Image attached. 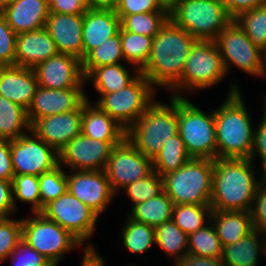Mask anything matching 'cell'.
I'll return each mask as SVG.
<instances>
[{
    "label": "cell",
    "instance_id": "cell-1",
    "mask_svg": "<svg viewBox=\"0 0 266 266\" xmlns=\"http://www.w3.org/2000/svg\"><path fill=\"white\" fill-rule=\"evenodd\" d=\"M253 161L247 158H216L214 160L212 210L250 212L254 196L266 173L257 180Z\"/></svg>",
    "mask_w": 266,
    "mask_h": 266
},
{
    "label": "cell",
    "instance_id": "cell-2",
    "mask_svg": "<svg viewBox=\"0 0 266 266\" xmlns=\"http://www.w3.org/2000/svg\"><path fill=\"white\" fill-rule=\"evenodd\" d=\"M197 39L170 18L153 39L148 61L140 70L156 89L169 91L180 79L187 58Z\"/></svg>",
    "mask_w": 266,
    "mask_h": 266
},
{
    "label": "cell",
    "instance_id": "cell-3",
    "mask_svg": "<svg viewBox=\"0 0 266 266\" xmlns=\"http://www.w3.org/2000/svg\"><path fill=\"white\" fill-rule=\"evenodd\" d=\"M237 85L231 83L224 103L214 109L217 158L252 156L255 128Z\"/></svg>",
    "mask_w": 266,
    "mask_h": 266
},
{
    "label": "cell",
    "instance_id": "cell-4",
    "mask_svg": "<svg viewBox=\"0 0 266 266\" xmlns=\"http://www.w3.org/2000/svg\"><path fill=\"white\" fill-rule=\"evenodd\" d=\"M170 98L169 104L155 100L126 130L125 138L151 160L178 133V97Z\"/></svg>",
    "mask_w": 266,
    "mask_h": 266
},
{
    "label": "cell",
    "instance_id": "cell-5",
    "mask_svg": "<svg viewBox=\"0 0 266 266\" xmlns=\"http://www.w3.org/2000/svg\"><path fill=\"white\" fill-rule=\"evenodd\" d=\"M169 18L197 40L215 41L234 20L222 0H170Z\"/></svg>",
    "mask_w": 266,
    "mask_h": 266
},
{
    "label": "cell",
    "instance_id": "cell-6",
    "mask_svg": "<svg viewBox=\"0 0 266 266\" xmlns=\"http://www.w3.org/2000/svg\"><path fill=\"white\" fill-rule=\"evenodd\" d=\"M214 160L191 158L181 168L164 175V192L174 205L210 206Z\"/></svg>",
    "mask_w": 266,
    "mask_h": 266
},
{
    "label": "cell",
    "instance_id": "cell-7",
    "mask_svg": "<svg viewBox=\"0 0 266 266\" xmlns=\"http://www.w3.org/2000/svg\"><path fill=\"white\" fill-rule=\"evenodd\" d=\"M226 75L216 42L197 40L189 52L181 79L169 91L173 92L172 97H184L182 93L187 91L218 85Z\"/></svg>",
    "mask_w": 266,
    "mask_h": 266
},
{
    "label": "cell",
    "instance_id": "cell-8",
    "mask_svg": "<svg viewBox=\"0 0 266 266\" xmlns=\"http://www.w3.org/2000/svg\"><path fill=\"white\" fill-rule=\"evenodd\" d=\"M178 133L191 158H217L214 110L206 114L186 97H178Z\"/></svg>",
    "mask_w": 266,
    "mask_h": 266
},
{
    "label": "cell",
    "instance_id": "cell-9",
    "mask_svg": "<svg viewBox=\"0 0 266 266\" xmlns=\"http://www.w3.org/2000/svg\"><path fill=\"white\" fill-rule=\"evenodd\" d=\"M22 218V240L47 260L60 264L66 253L82 244L68 230L40 212Z\"/></svg>",
    "mask_w": 266,
    "mask_h": 266
},
{
    "label": "cell",
    "instance_id": "cell-10",
    "mask_svg": "<svg viewBox=\"0 0 266 266\" xmlns=\"http://www.w3.org/2000/svg\"><path fill=\"white\" fill-rule=\"evenodd\" d=\"M155 88L141 73L125 88L104 94L95 104L127 130L155 101Z\"/></svg>",
    "mask_w": 266,
    "mask_h": 266
},
{
    "label": "cell",
    "instance_id": "cell-11",
    "mask_svg": "<svg viewBox=\"0 0 266 266\" xmlns=\"http://www.w3.org/2000/svg\"><path fill=\"white\" fill-rule=\"evenodd\" d=\"M76 237L91 254H98L89 239L94 235L99 215L68 190L40 212Z\"/></svg>",
    "mask_w": 266,
    "mask_h": 266
},
{
    "label": "cell",
    "instance_id": "cell-12",
    "mask_svg": "<svg viewBox=\"0 0 266 266\" xmlns=\"http://www.w3.org/2000/svg\"><path fill=\"white\" fill-rule=\"evenodd\" d=\"M226 73L230 65L251 75L265 77L264 51L256 47L239 25L233 20L215 40Z\"/></svg>",
    "mask_w": 266,
    "mask_h": 266
},
{
    "label": "cell",
    "instance_id": "cell-13",
    "mask_svg": "<svg viewBox=\"0 0 266 266\" xmlns=\"http://www.w3.org/2000/svg\"><path fill=\"white\" fill-rule=\"evenodd\" d=\"M10 152L14 176H40L59 165V153L32 130L10 140Z\"/></svg>",
    "mask_w": 266,
    "mask_h": 266
},
{
    "label": "cell",
    "instance_id": "cell-14",
    "mask_svg": "<svg viewBox=\"0 0 266 266\" xmlns=\"http://www.w3.org/2000/svg\"><path fill=\"white\" fill-rule=\"evenodd\" d=\"M152 160L138 151L126 138L116 145L105 168L113 192L146 177L151 171Z\"/></svg>",
    "mask_w": 266,
    "mask_h": 266
},
{
    "label": "cell",
    "instance_id": "cell-15",
    "mask_svg": "<svg viewBox=\"0 0 266 266\" xmlns=\"http://www.w3.org/2000/svg\"><path fill=\"white\" fill-rule=\"evenodd\" d=\"M121 142H104L83 133L59 152V164L73 170H105L113 148Z\"/></svg>",
    "mask_w": 266,
    "mask_h": 266
},
{
    "label": "cell",
    "instance_id": "cell-16",
    "mask_svg": "<svg viewBox=\"0 0 266 266\" xmlns=\"http://www.w3.org/2000/svg\"><path fill=\"white\" fill-rule=\"evenodd\" d=\"M67 190L99 216L116 194L105 170H73L67 174Z\"/></svg>",
    "mask_w": 266,
    "mask_h": 266
},
{
    "label": "cell",
    "instance_id": "cell-17",
    "mask_svg": "<svg viewBox=\"0 0 266 266\" xmlns=\"http://www.w3.org/2000/svg\"><path fill=\"white\" fill-rule=\"evenodd\" d=\"M33 70L38 85L47 89L83 88L86 83L82 61L65 53L58 52Z\"/></svg>",
    "mask_w": 266,
    "mask_h": 266
},
{
    "label": "cell",
    "instance_id": "cell-18",
    "mask_svg": "<svg viewBox=\"0 0 266 266\" xmlns=\"http://www.w3.org/2000/svg\"><path fill=\"white\" fill-rule=\"evenodd\" d=\"M85 100L82 88L47 89L38 85L27 109L28 120L32 125L37 119L76 110Z\"/></svg>",
    "mask_w": 266,
    "mask_h": 266
},
{
    "label": "cell",
    "instance_id": "cell-19",
    "mask_svg": "<svg viewBox=\"0 0 266 266\" xmlns=\"http://www.w3.org/2000/svg\"><path fill=\"white\" fill-rule=\"evenodd\" d=\"M31 130L59 153L82 133V104L76 110L37 119Z\"/></svg>",
    "mask_w": 266,
    "mask_h": 266
},
{
    "label": "cell",
    "instance_id": "cell-20",
    "mask_svg": "<svg viewBox=\"0 0 266 266\" xmlns=\"http://www.w3.org/2000/svg\"><path fill=\"white\" fill-rule=\"evenodd\" d=\"M84 14H60L49 12L45 28L54 40L59 53L83 60Z\"/></svg>",
    "mask_w": 266,
    "mask_h": 266
},
{
    "label": "cell",
    "instance_id": "cell-21",
    "mask_svg": "<svg viewBox=\"0 0 266 266\" xmlns=\"http://www.w3.org/2000/svg\"><path fill=\"white\" fill-rule=\"evenodd\" d=\"M120 28L121 20L115 9L88 8L82 31L83 59L91 50L117 35Z\"/></svg>",
    "mask_w": 266,
    "mask_h": 266
},
{
    "label": "cell",
    "instance_id": "cell-22",
    "mask_svg": "<svg viewBox=\"0 0 266 266\" xmlns=\"http://www.w3.org/2000/svg\"><path fill=\"white\" fill-rule=\"evenodd\" d=\"M37 86L32 68L0 66V95L26 110L32 102Z\"/></svg>",
    "mask_w": 266,
    "mask_h": 266
},
{
    "label": "cell",
    "instance_id": "cell-23",
    "mask_svg": "<svg viewBox=\"0 0 266 266\" xmlns=\"http://www.w3.org/2000/svg\"><path fill=\"white\" fill-rule=\"evenodd\" d=\"M58 53L54 40L47 29L17 34L15 65L25 68H34L41 62L48 60Z\"/></svg>",
    "mask_w": 266,
    "mask_h": 266
},
{
    "label": "cell",
    "instance_id": "cell-24",
    "mask_svg": "<svg viewBox=\"0 0 266 266\" xmlns=\"http://www.w3.org/2000/svg\"><path fill=\"white\" fill-rule=\"evenodd\" d=\"M1 15L16 34L44 28L49 15L48 0H14Z\"/></svg>",
    "mask_w": 266,
    "mask_h": 266
},
{
    "label": "cell",
    "instance_id": "cell-25",
    "mask_svg": "<svg viewBox=\"0 0 266 266\" xmlns=\"http://www.w3.org/2000/svg\"><path fill=\"white\" fill-rule=\"evenodd\" d=\"M88 98L82 103V133L99 141L122 142L126 130Z\"/></svg>",
    "mask_w": 266,
    "mask_h": 266
},
{
    "label": "cell",
    "instance_id": "cell-26",
    "mask_svg": "<svg viewBox=\"0 0 266 266\" xmlns=\"http://www.w3.org/2000/svg\"><path fill=\"white\" fill-rule=\"evenodd\" d=\"M262 235L254 228L236 243L223 246L221 259L224 265L258 266L259 256L261 255L266 260V236Z\"/></svg>",
    "mask_w": 266,
    "mask_h": 266
},
{
    "label": "cell",
    "instance_id": "cell-27",
    "mask_svg": "<svg viewBox=\"0 0 266 266\" xmlns=\"http://www.w3.org/2000/svg\"><path fill=\"white\" fill-rule=\"evenodd\" d=\"M210 221L222 247L236 243L254 229L251 213L245 211L212 210Z\"/></svg>",
    "mask_w": 266,
    "mask_h": 266
},
{
    "label": "cell",
    "instance_id": "cell-28",
    "mask_svg": "<svg viewBox=\"0 0 266 266\" xmlns=\"http://www.w3.org/2000/svg\"><path fill=\"white\" fill-rule=\"evenodd\" d=\"M121 63L114 65H104L95 67L86 77L85 82H92L94 89L99 94L98 100L104 95L116 92L125 88L140 73L134 71V74Z\"/></svg>",
    "mask_w": 266,
    "mask_h": 266
},
{
    "label": "cell",
    "instance_id": "cell-29",
    "mask_svg": "<svg viewBox=\"0 0 266 266\" xmlns=\"http://www.w3.org/2000/svg\"><path fill=\"white\" fill-rule=\"evenodd\" d=\"M173 208V201L163 192L157 197L133 206L128 217L155 228L172 220Z\"/></svg>",
    "mask_w": 266,
    "mask_h": 266
},
{
    "label": "cell",
    "instance_id": "cell-30",
    "mask_svg": "<svg viewBox=\"0 0 266 266\" xmlns=\"http://www.w3.org/2000/svg\"><path fill=\"white\" fill-rule=\"evenodd\" d=\"M30 130L27 110L0 95V138L14 140Z\"/></svg>",
    "mask_w": 266,
    "mask_h": 266
},
{
    "label": "cell",
    "instance_id": "cell-31",
    "mask_svg": "<svg viewBox=\"0 0 266 266\" xmlns=\"http://www.w3.org/2000/svg\"><path fill=\"white\" fill-rule=\"evenodd\" d=\"M191 157L188 155L184 142L179 133L164 142L160 152L153 158V170L160 176L181 168Z\"/></svg>",
    "mask_w": 266,
    "mask_h": 266
},
{
    "label": "cell",
    "instance_id": "cell-32",
    "mask_svg": "<svg viewBox=\"0 0 266 266\" xmlns=\"http://www.w3.org/2000/svg\"><path fill=\"white\" fill-rule=\"evenodd\" d=\"M155 244L175 262L188 255V235L172 220L155 227Z\"/></svg>",
    "mask_w": 266,
    "mask_h": 266
},
{
    "label": "cell",
    "instance_id": "cell-33",
    "mask_svg": "<svg viewBox=\"0 0 266 266\" xmlns=\"http://www.w3.org/2000/svg\"><path fill=\"white\" fill-rule=\"evenodd\" d=\"M121 46L127 64L133 72L140 71L149 59L154 37L125 31L120 28Z\"/></svg>",
    "mask_w": 266,
    "mask_h": 266
},
{
    "label": "cell",
    "instance_id": "cell-34",
    "mask_svg": "<svg viewBox=\"0 0 266 266\" xmlns=\"http://www.w3.org/2000/svg\"><path fill=\"white\" fill-rule=\"evenodd\" d=\"M127 218L121 233L123 247L131 254L139 255L149 251L155 245V228Z\"/></svg>",
    "mask_w": 266,
    "mask_h": 266
},
{
    "label": "cell",
    "instance_id": "cell-35",
    "mask_svg": "<svg viewBox=\"0 0 266 266\" xmlns=\"http://www.w3.org/2000/svg\"><path fill=\"white\" fill-rule=\"evenodd\" d=\"M121 59L125 61L120 31L117 35L109 38L99 47L91 50L82 60V71L86 77L95 67L104 65H114L121 63Z\"/></svg>",
    "mask_w": 266,
    "mask_h": 266
},
{
    "label": "cell",
    "instance_id": "cell-36",
    "mask_svg": "<svg viewBox=\"0 0 266 266\" xmlns=\"http://www.w3.org/2000/svg\"><path fill=\"white\" fill-rule=\"evenodd\" d=\"M211 213V206L174 205L172 221L189 236L210 222Z\"/></svg>",
    "mask_w": 266,
    "mask_h": 266
},
{
    "label": "cell",
    "instance_id": "cell-37",
    "mask_svg": "<svg viewBox=\"0 0 266 266\" xmlns=\"http://www.w3.org/2000/svg\"><path fill=\"white\" fill-rule=\"evenodd\" d=\"M222 249V244L211 221L188 236V255L221 258Z\"/></svg>",
    "mask_w": 266,
    "mask_h": 266
},
{
    "label": "cell",
    "instance_id": "cell-38",
    "mask_svg": "<svg viewBox=\"0 0 266 266\" xmlns=\"http://www.w3.org/2000/svg\"><path fill=\"white\" fill-rule=\"evenodd\" d=\"M125 31L155 37L169 19V11H152L132 15H118Z\"/></svg>",
    "mask_w": 266,
    "mask_h": 266
},
{
    "label": "cell",
    "instance_id": "cell-39",
    "mask_svg": "<svg viewBox=\"0 0 266 266\" xmlns=\"http://www.w3.org/2000/svg\"><path fill=\"white\" fill-rule=\"evenodd\" d=\"M234 21L261 50H266V4L239 14Z\"/></svg>",
    "mask_w": 266,
    "mask_h": 266
},
{
    "label": "cell",
    "instance_id": "cell-40",
    "mask_svg": "<svg viewBox=\"0 0 266 266\" xmlns=\"http://www.w3.org/2000/svg\"><path fill=\"white\" fill-rule=\"evenodd\" d=\"M12 192L15 210L18 205L17 199L23 203H30L31 213L41 212L39 176L15 175L12 180Z\"/></svg>",
    "mask_w": 266,
    "mask_h": 266
},
{
    "label": "cell",
    "instance_id": "cell-41",
    "mask_svg": "<svg viewBox=\"0 0 266 266\" xmlns=\"http://www.w3.org/2000/svg\"><path fill=\"white\" fill-rule=\"evenodd\" d=\"M59 164L54 169L39 176V190L41 198V211L67 191V173Z\"/></svg>",
    "mask_w": 266,
    "mask_h": 266
},
{
    "label": "cell",
    "instance_id": "cell-42",
    "mask_svg": "<svg viewBox=\"0 0 266 266\" xmlns=\"http://www.w3.org/2000/svg\"><path fill=\"white\" fill-rule=\"evenodd\" d=\"M124 192L129 196L132 206L138 205L164 192L163 178L152 170L146 177L127 185Z\"/></svg>",
    "mask_w": 266,
    "mask_h": 266
},
{
    "label": "cell",
    "instance_id": "cell-43",
    "mask_svg": "<svg viewBox=\"0 0 266 266\" xmlns=\"http://www.w3.org/2000/svg\"><path fill=\"white\" fill-rule=\"evenodd\" d=\"M22 240V218H0V262L7 261Z\"/></svg>",
    "mask_w": 266,
    "mask_h": 266
},
{
    "label": "cell",
    "instance_id": "cell-44",
    "mask_svg": "<svg viewBox=\"0 0 266 266\" xmlns=\"http://www.w3.org/2000/svg\"><path fill=\"white\" fill-rule=\"evenodd\" d=\"M152 11H169L168 0H119L115 8L117 15H132Z\"/></svg>",
    "mask_w": 266,
    "mask_h": 266
},
{
    "label": "cell",
    "instance_id": "cell-45",
    "mask_svg": "<svg viewBox=\"0 0 266 266\" xmlns=\"http://www.w3.org/2000/svg\"><path fill=\"white\" fill-rule=\"evenodd\" d=\"M17 34L0 13V66L15 65Z\"/></svg>",
    "mask_w": 266,
    "mask_h": 266
},
{
    "label": "cell",
    "instance_id": "cell-46",
    "mask_svg": "<svg viewBox=\"0 0 266 266\" xmlns=\"http://www.w3.org/2000/svg\"><path fill=\"white\" fill-rule=\"evenodd\" d=\"M8 259H11V266H41L47 261L23 240L19 242Z\"/></svg>",
    "mask_w": 266,
    "mask_h": 266
},
{
    "label": "cell",
    "instance_id": "cell-47",
    "mask_svg": "<svg viewBox=\"0 0 266 266\" xmlns=\"http://www.w3.org/2000/svg\"><path fill=\"white\" fill-rule=\"evenodd\" d=\"M250 213L254 228L266 236V177L257 189Z\"/></svg>",
    "mask_w": 266,
    "mask_h": 266
},
{
    "label": "cell",
    "instance_id": "cell-48",
    "mask_svg": "<svg viewBox=\"0 0 266 266\" xmlns=\"http://www.w3.org/2000/svg\"><path fill=\"white\" fill-rule=\"evenodd\" d=\"M264 110L263 117L260 124L255 129L254 146L252 151L251 160L254 162L255 157L259 156L262 161L263 171L266 173V96H264ZM257 155V156H256Z\"/></svg>",
    "mask_w": 266,
    "mask_h": 266
},
{
    "label": "cell",
    "instance_id": "cell-49",
    "mask_svg": "<svg viewBox=\"0 0 266 266\" xmlns=\"http://www.w3.org/2000/svg\"><path fill=\"white\" fill-rule=\"evenodd\" d=\"M49 12L60 14H85L88 7L84 0H48Z\"/></svg>",
    "mask_w": 266,
    "mask_h": 266
},
{
    "label": "cell",
    "instance_id": "cell-50",
    "mask_svg": "<svg viewBox=\"0 0 266 266\" xmlns=\"http://www.w3.org/2000/svg\"><path fill=\"white\" fill-rule=\"evenodd\" d=\"M15 211L12 181L0 178V218H9Z\"/></svg>",
    "mask_w": 266,
    "mask_h": 266
},
{
    "label": "cell",
    "instance_id": "cell-51",
    "mask_svg": "<svg viewBox=\"0 0 266 266\" xmlns=\"http://www.w3.org/2000/svg\"><path fill=\"white\" fill-rule=\"evenodd\" d=\"M14 170L10 152V140L0 138V178L12 181Z\"/></svg>",
    "mask_w": 266,
    "mask_h": 266
},
{
    "label": "cell",
    "instance_id": "cell-52",
    "mask_svg": "<svg viewBox=\"0 0 266 266\" xmlns=\"http://www.w3.org/2000/svg\"><path fill=\"white\" fill-rule=\"evenodd\" d=\"M228 14L235 19L239 14L266 4V0H222Z\"/></svg>",
    "mask_w": 266,
    "mask_h": 266
},
{
    "label": "cell",
    "instance_id": "cell-53",
    "mask_svg": "<svg viewBox=\"0 0 266 266\" xmlns=\"http://www.w3.org/2000/svg\"><path fill=\"white\" fill-rule=\"evenodd\" d=\"M174 263L173 266H225L221 258H205L193 255H187Z\"/></svg>",
    "mask_w": 266,
    "mask_h": 266
},
{
    "label": "cell",
    "instance_id": "cell-54",
    "mask_svg": "<svg viewBox=\"0 0 266 266\" xmlns=\"http://www.w3.org/2000/svg\"><path fill=\"white\" fill-rule=\"evenodd\" d=\"M119 0H86L88 8L115 9Z\"/></svg>",
    "mask_w": 266,
    "mask_h": 266
},
{
    "label": "cell",
    "instance_id": "cell-55",
    "mask_svg": "<svg viewBox=\"0 0 266 266\" xmlns=\"http://www.w3.org/2000/svg\"><path fill=\"white\" fill-rule=\"evenodd\" d=\"M83 253V260L79 266H94V254H91L86 248Z\"/></svg>",
    "mask_w": 266,
    "mask_h": 266
},
{
    "label": "cell",
    "instance_id": "cell-56",
    "mask_svg": "<svg viewBox=\"0 0 266 266\" xmlns=\"http://www.w3.org/2000/svg\"><path fill=\"white\" fill-rule=\"evenodd\" d=\"M104 259L103 257L98 253V254H94V266H105L104 264Z\"/></svg>",
    "mask_w": 266,
    "mask_h": 266
},
{
    "label": "cell",
    "instance_id": "cell-57",
    "mask_svg": "<svg viewBox=\"0 0 266 266\" xmlns=\"http://www.w3.org/2000/svg\"><path fill=\"white\" fill-rule=\"evenodd\" d=\"M14 0H0V13L8 7Z\"/></svg>",
    "mask_w": 266,
    "mask_h": 266
},
{
    "label": "cell",
    "instance_id": "cell-58",
    "mask_svg": "<svg viewBox=\"0 0 266 266\" xmlns=\"http://www.w3.org/2000/svg\"><path fill=\"white\" fill-rule=\"evenodd\" d=\"M41 266H58V264H56L55 262L51 261V260H47L44 264H42Z\"/></svg>",
    "mask_w": 266,
    "mask_h": 266
},
{
    "label": "cell",
    "instance_id": "cell-59",
    "mask_svg": "<svg viewBox=\"0 0 266 266\" xmlns=\"http://www.w3.org/2000/svg\"><path fill=\"white\" fill-rule=\"evenodd\" d=\"M264 74L266 76V50L264 51Z\"/></svg>",
    "mask_w": 266,
    "mask_h": 266
}]
</instances>
